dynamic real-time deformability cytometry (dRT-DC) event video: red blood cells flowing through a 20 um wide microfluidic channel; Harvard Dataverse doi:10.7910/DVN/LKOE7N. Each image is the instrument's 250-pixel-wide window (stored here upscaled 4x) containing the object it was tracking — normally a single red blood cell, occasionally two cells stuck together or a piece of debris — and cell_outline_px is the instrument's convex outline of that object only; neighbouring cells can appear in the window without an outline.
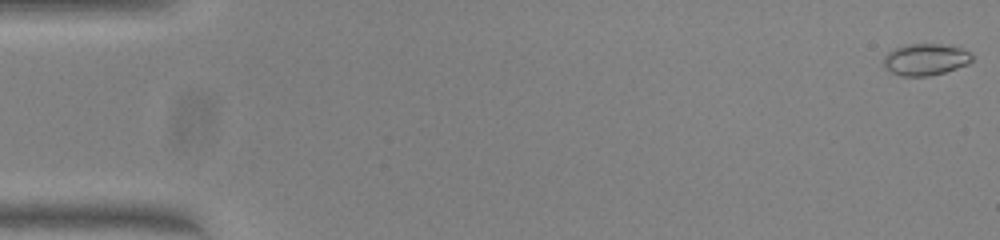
{"species": "common noctule bat (a hibernating species)", "species_latin": "Nyctalus noctula", "temperature_condition": "warm", "stored_images_in_passage": 51, "camera_frame_rate_fps": 3000, "um_per_image_px": 0.085, "animal": {"sex": "female", "body_mass_g": 23.0, "forearm_length_mm": 53.4}, "frame": {"image": 1, "passage_image": 1, "time_ms": 0.0, "image_size_px": [1000, 240], "cell_outline_px": [[972, 60], [968, 64], [944, 72], [928, 76], [900, 76], [884, 68], [884, 56], [888, 52], [904, 44], [940, 44], [960, 48], [968, 52], [972, 56]], "centroid_in_image_um": [78.63, 5.06], "position_along_channel_um": 6.4, "area_um2": 16.18}}
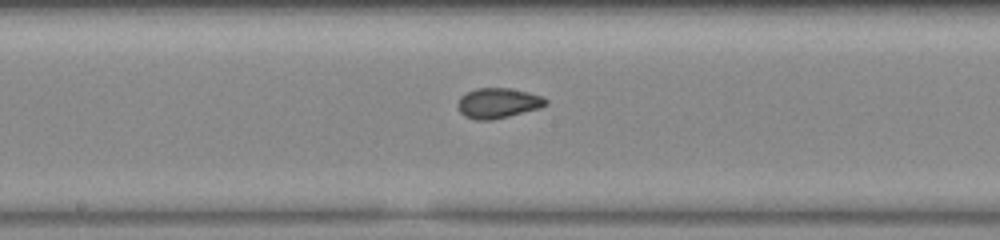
{"frame": {"image": 2, "passage_image": 27, "time_ms": 8.667, "image_size_px": [1000, 240], "cell_outline_px": [[548, 104], [540, 108], [492, 120], [476, 120], [464, 116], [460, 112], [456, 104], [460, 96], [476, 88], [508, 88], [528, 92], [544, 96], [548, 100]], "centroid_in_image_um": [42.33, 8.76], "position_along_channel_um": 205.9, "area_um2": 15.61}}
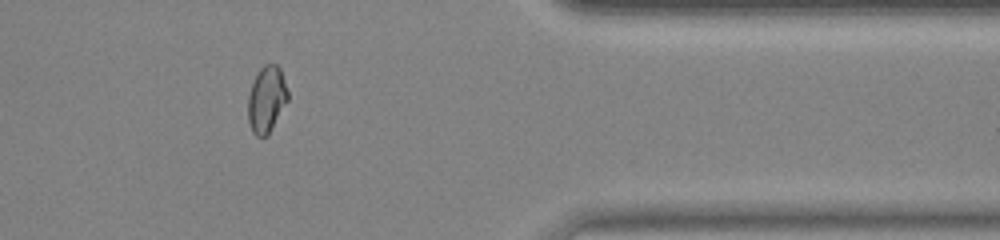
{"frame": {"image": 3, "passage_image": 42, "time_ms": 13.667, "image_size_px": [1000, 240], "cell_outline_px": [[288, 100], [268, 132], [264, 136], [256, 136], [252, 132], [248, 120], [248, 96], [252, 84], [260, 68], [264, 64], [276, 64], [280, 68], [288, 92]], "centroid_in_image_um": [22.65, 8.41], "position_along_channel_um": 388.8, "area_um2": 15.03}}